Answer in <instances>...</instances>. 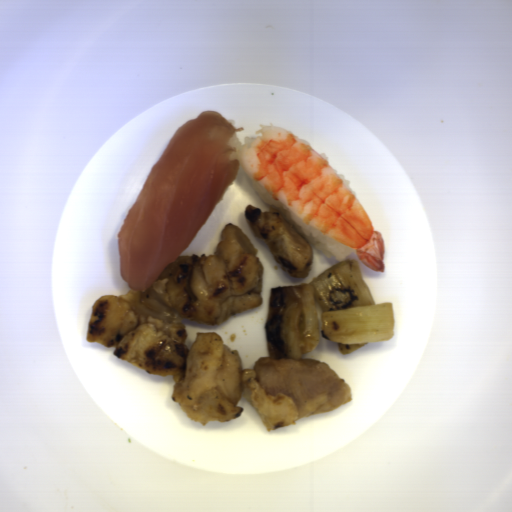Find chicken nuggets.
Here are the masks:
<instances>
[{
  "label": "chicken nuggets",
  "mask_w": 512,
  "mask_h": 512,
  "mask_svg": "<svg viewBox=\"0 0 512 512\" xmlns=\"http://www.w3.org/2000/svg\"><path fill=\"white\" fill-rule=\"evenodd\" d=\"M221 237L212 254L181 255L145 291L96 299L86 342L115 347L113 356L148 374L172 376L173 402L204 427L241 416L244 408L237 405L243 394L267 433L351 401L346 379L321 360L264 355L253 369H243L238 349H230L220 334L195 331V341L186 345L184 318L219 326L264 303L258 249L230 222Z\"/></svg>",
  "instance_id": "chicken-nuggets-1"
},
{
  "label": "chicken nuggets",
  "mask_w": 512,
  "mask_h": 512,
  "mask_svg": "<svg viewBox=\"0 0 512 512\" xmlns=\"http://www.w3.org/2000/svg\"><path fill=\"white\" fill-rule=\"evenodd\" d=\"M250 231L261 238L276 263L292 277L308 278L313 268V245L274 207L262 211L254 205L244 210Z\"/></svg>",
  "instance_id": "chicken-nuggets-2"
}]
</instances>
